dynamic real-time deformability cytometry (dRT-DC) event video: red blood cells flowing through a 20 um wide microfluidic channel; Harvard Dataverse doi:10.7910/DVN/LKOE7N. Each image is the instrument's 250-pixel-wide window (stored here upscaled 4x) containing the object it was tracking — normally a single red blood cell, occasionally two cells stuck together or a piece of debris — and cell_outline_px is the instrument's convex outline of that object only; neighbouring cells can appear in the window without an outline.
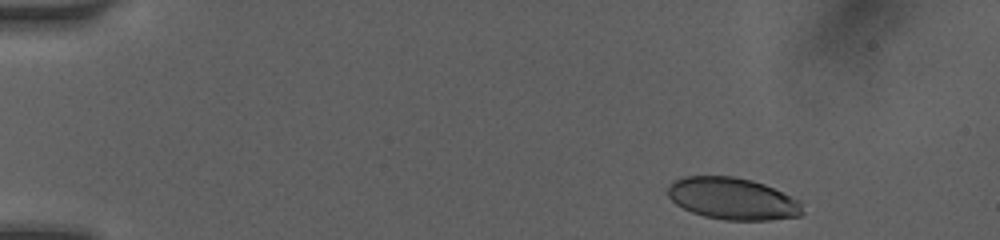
{"species": "human", "species_latin": "Homo sapiens", "temperature_condition": "room temperature", "stored_images_in_passage": 9, "camera_frame_rate_fps": 3000, "um_per_image_px": 0.085, "donor": {"sex": "female"}, "frame": {"image": 1, "passage_image": 1, "time_ms": 0.0, "image_size_px": [1000, 240], "cell_outline_px": [[804, 212], [800, 216], [772, 220], [724, 220], [704, 216], [692, 212], [676, 204], [668, 196], [668, 188], [672, 180], [684, 176], [732, 176], [752, 180], [764, 184], [800, 200]], "centroid_in_image_um": [62.28, 16.89], "position_along_channel_um": 22.7, "area_um2": 33.06}}
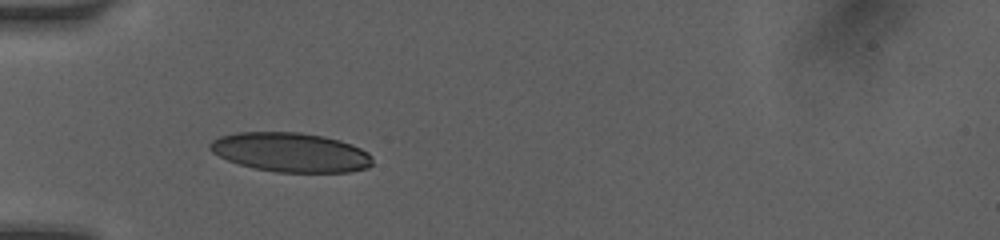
{"frame": {"image": 2, "passage_image": 7, "time_ms": 3.333, "image_size_px": [1000, 240], "cell_outline_px": [[372, 164], [368, 168], [348, 172], [276, 172], [252, 168], [228, 160], [212, 152], [208, 148], [208, 144], [212, 140], [220, 136], [236, 132], [300, 132], [324, 136], [340, 140], [352, 144], [368, 152], [372, 156]], "centroid_in_image_um": [24.71, 12.94], "position_along_channel_um": 60.3, "area_um2": 37.45}}
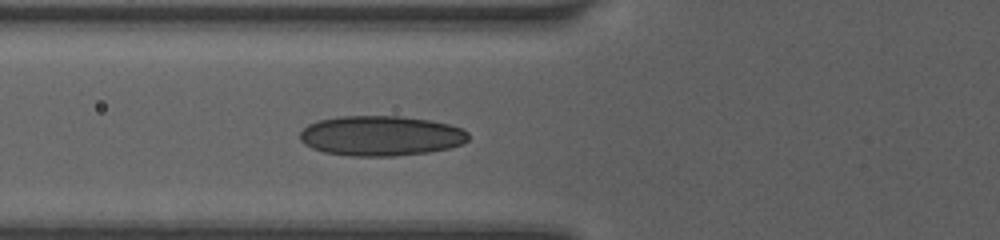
{"frame": {"image": 3, "passage_image": 9, "time_ms": 4.333, "image_size_px": [1000, 240], "cell_outline_px": [[468, 140], [460, 144], [448, 148], [428, 152], [392, 156], [352, 156], [324, 152], [312, 148], [304, 144], [300, 140], [300, 132], [308, 124], [320, 120], [340, 116], [400, 116], [432, 120], [448, 124], [460, 128], [468, 132]], "centroid_in_image_um": [32.36, 11.54], "position_along_channel_um": 93.4, "area_um2": 39.25}}